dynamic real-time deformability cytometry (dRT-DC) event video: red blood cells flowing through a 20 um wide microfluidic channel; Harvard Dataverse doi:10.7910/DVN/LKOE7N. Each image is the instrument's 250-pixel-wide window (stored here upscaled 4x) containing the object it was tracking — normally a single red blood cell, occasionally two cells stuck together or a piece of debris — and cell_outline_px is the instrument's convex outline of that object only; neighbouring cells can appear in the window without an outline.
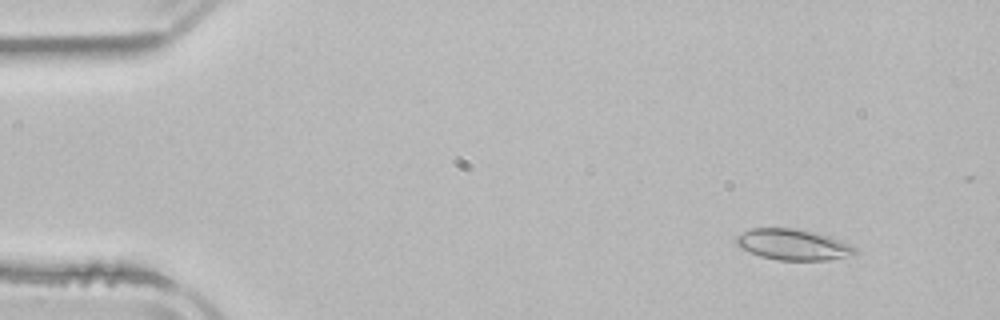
{"species": "common noctule bat (a hibernating species)", "species_latin": "Nyctalus noctula", "temperature_condition": "room temperature", "stored_images_in_passage": 2, "camera_frame_rate_fps": 3000, "um_per_image_px": 0.085, "animal": {"sex": "male", "body_mass_g": 21.5, "forearm_length_mm": 52.0}, "frame": {"image": 1, "passage_image": 1, "time_ms": 0.0, "image_size_px": [1000, 320], "cell_outline_px": [[856, 256], [828, 260], [776, 260], [760, 256], [740, 248], [736, 244], [736, 236], [752, 228], [796, 228], [816, 232], [828, 236], [848, 244], [856, 248]], "centroid_in_image_um": [67.42, 20.8], "position_along_channel_um": 17.6, "area_um2": 21.5}}